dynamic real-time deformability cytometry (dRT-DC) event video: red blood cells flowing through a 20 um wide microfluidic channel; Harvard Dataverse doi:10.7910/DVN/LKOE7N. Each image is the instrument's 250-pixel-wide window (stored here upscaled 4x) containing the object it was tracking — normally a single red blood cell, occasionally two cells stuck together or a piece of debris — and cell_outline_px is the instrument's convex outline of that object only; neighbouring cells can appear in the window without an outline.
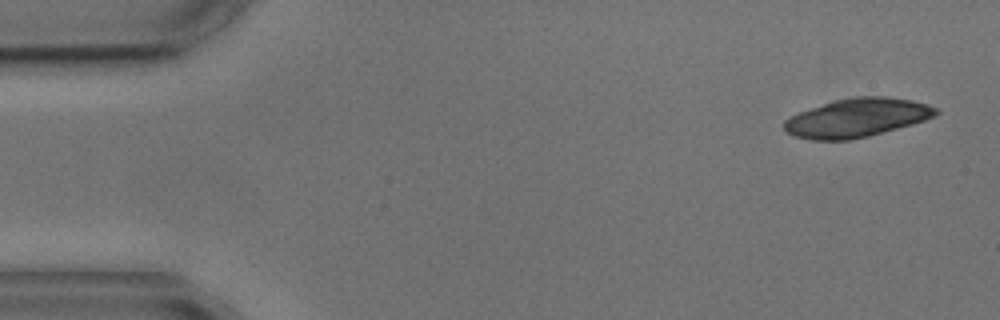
{"species": "common noctule bat (a hibernating species)", "species_latin": "Nyctalus noctula", "temperature_condition": "cold", "stored_images_in_passage": 4, "camera_frame_rate_fps": 3000, "um_per_image_px": 0.085, "animal": {"sex": "male", "body_mass_g": 17.9, "forearm_length_mm": 54.2}, "frame": {"image": 1, "passage_image": 1, "time_ms": 0.0, "image_size_px": [1000, 320], "cell_outline_px": [[940, 112], [936, 116], [912, 124], [868, 136], [848, 140], [812, 140], [796, 136], [788, 132], [784, 128], [784, 120], [800, 112], [836, 100], [852, 96], [888, 96], [912, 100], [928, 104], [936, 108]], "centroid_in_image_um": [72.89, 10.0], "position_along_channel_um": 12.1, "area_um2": 33.87}}